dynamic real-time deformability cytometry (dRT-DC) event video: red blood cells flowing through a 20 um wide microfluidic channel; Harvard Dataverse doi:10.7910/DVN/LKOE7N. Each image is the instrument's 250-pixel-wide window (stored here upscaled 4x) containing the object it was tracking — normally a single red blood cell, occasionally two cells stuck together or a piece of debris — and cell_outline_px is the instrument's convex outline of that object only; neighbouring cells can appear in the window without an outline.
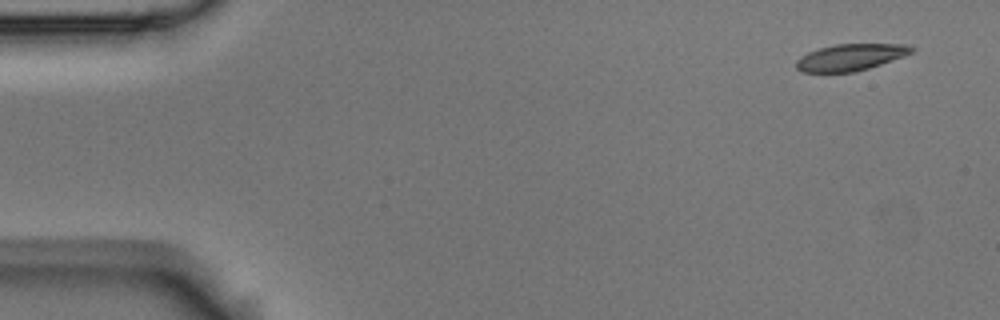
{"species": "Egyptian fruit bat (a non-hibernating species)", "species_latin": "Rousettus aegyptiacus", "temperature_condition": "room temperature", "stored_images_in_passage": 4, "camera_frame_rate_fps": 3000, "um_per_image_px": 0.085, "animal": {"sex": "male"}, "frame": {"image": 1, "passage_image": 1, "time_ms": 0.0, "image_size_px": [1000, 320], "cell_outline_px": [[916, 52], [868, 68], [852, 72], [804, 72], [796, 68], [796, 60], [808, 52], [820, 48], [836, 44], [908, 44], [916, 48]], "centroid_in_image_um": [72.34, 4.85], "position_along_channel_um": 12.7, "area_um2": 17.86}}
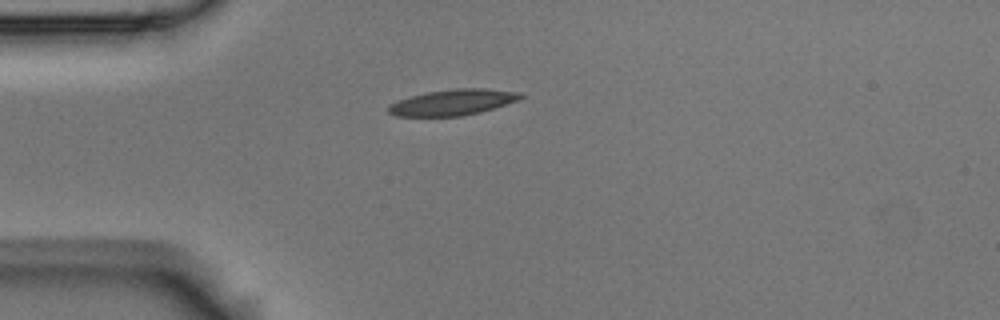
{"frame": {"image": 2, "passage_image": 4, "time_ms": 1.0, "image_size_px": [1000, 320], "cell_outline_px": [[524, 96], [520, 100], [480, 112], [460, 116], [396, 116], [388, 112], [388, 104], [412, 96], [428, 92], [456, 88], [484, 88], [520, 92]], "centroid_in_image_um": [38.52, 8.69], "position_along_channel_um": 46.5, "area_um2": 19.83}}